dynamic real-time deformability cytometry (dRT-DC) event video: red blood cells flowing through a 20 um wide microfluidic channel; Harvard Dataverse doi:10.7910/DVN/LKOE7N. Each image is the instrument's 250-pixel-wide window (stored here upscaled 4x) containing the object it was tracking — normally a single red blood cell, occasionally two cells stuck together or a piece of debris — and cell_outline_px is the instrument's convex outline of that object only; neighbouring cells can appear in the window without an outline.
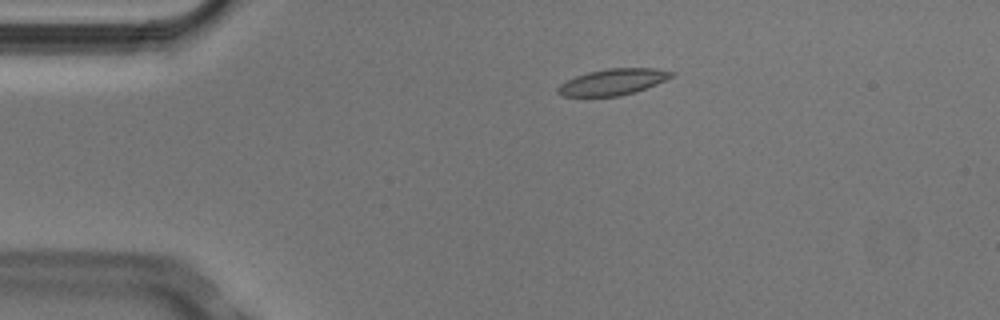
{"species": "Egyptian fruit bat (a non-hibernating species)", "species_latin": "Rousettus aegyptiacus", "temperature_condition": "cold", "stored_images_in_passage": 5, "camera_frame_rate_fps": 3000, "um_per_image_px": 0.085, "animal": {"sex": "male"}, "frame": {"image": 1, "passage_image": 3, "time_ms": 0.667, "image_size_px": [1000, 320], "cell_outline_px": [[676, 72], [672, 76], [656, 84], [620, 96], [560, 96], [556, 92], [556, 88], [560, 84], [576, 76], [588, 72], [608, 68], [656, 68]], "centroid_in_image_um": [52.06, 6.96], "position_along_channel_um": 32.9, "area_um2": 17.17}}
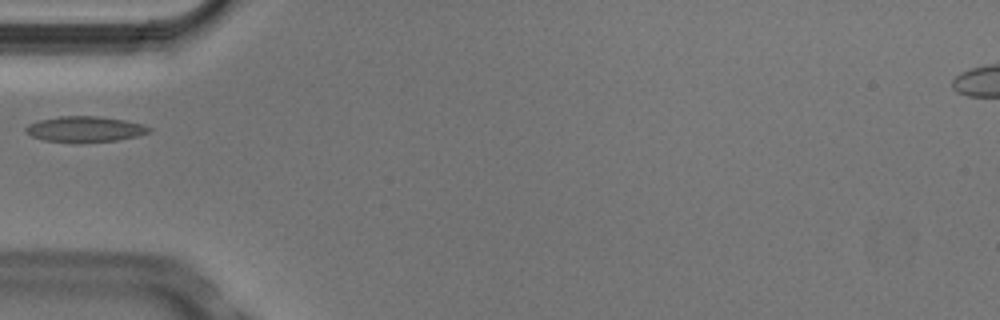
{"frame": {"image": 2, "passage_image": 5, "time_ms": 1.333, "image_size_px": [1000, 320], "cell_outline_px": [[152, 132], [120, 140], [44, 140], [32, 136], [24, 128], [28, 124], [40, 120], [60, 116], [100, 116], [124, 120], [144, 124], [152, 128]], "centroid_in_image_um": [7.29, 10.93], "position_along_channel_um": 77.7, "area_um2": 17.74}}